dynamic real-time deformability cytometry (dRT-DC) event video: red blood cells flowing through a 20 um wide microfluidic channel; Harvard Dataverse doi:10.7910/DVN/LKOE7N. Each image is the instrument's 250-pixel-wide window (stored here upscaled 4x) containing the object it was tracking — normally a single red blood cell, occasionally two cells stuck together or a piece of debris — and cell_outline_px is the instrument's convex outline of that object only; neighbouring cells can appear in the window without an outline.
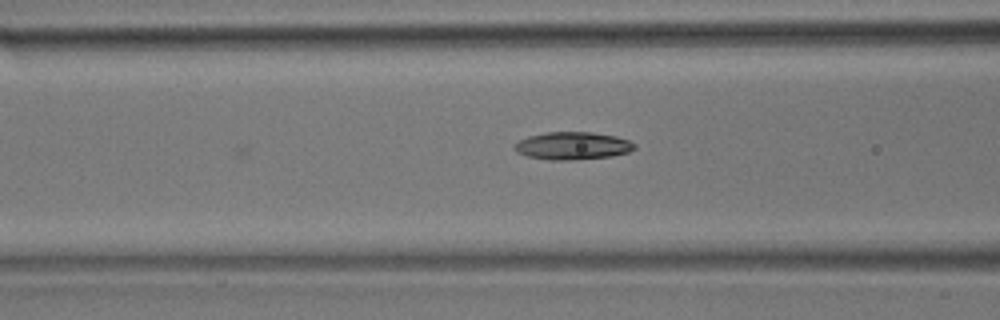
{"species": "common noctule bat (a hibernating species)", "species_latin": "Nyctalus noctula", "temperature_condition": "room temperature", "stored_images_in_passage": 7, "camera_frame_rate_fps": 3000, "um_per_image_px": 0.085, "animal": {"sex": "male", "body_mass_g": 17.9}, "frame": {"image": 1, "passage_image": 7, "time_ms": 2.0, "image_size_px": [1000, 320], "cell_outline_px": [[636, 148], [628, 152], [612, 156], [568, 160], [548, 160], [528, 156], [516, 152], [512, 148], [520, 140], [528, 136], [544, 132], [592, 132], [616, 136], [628, 140], [636, 144]], "centroid_in_image_um": [48.67, 12.39], "position_along_channel_um": 117.9, "area_um2": 19.36}}